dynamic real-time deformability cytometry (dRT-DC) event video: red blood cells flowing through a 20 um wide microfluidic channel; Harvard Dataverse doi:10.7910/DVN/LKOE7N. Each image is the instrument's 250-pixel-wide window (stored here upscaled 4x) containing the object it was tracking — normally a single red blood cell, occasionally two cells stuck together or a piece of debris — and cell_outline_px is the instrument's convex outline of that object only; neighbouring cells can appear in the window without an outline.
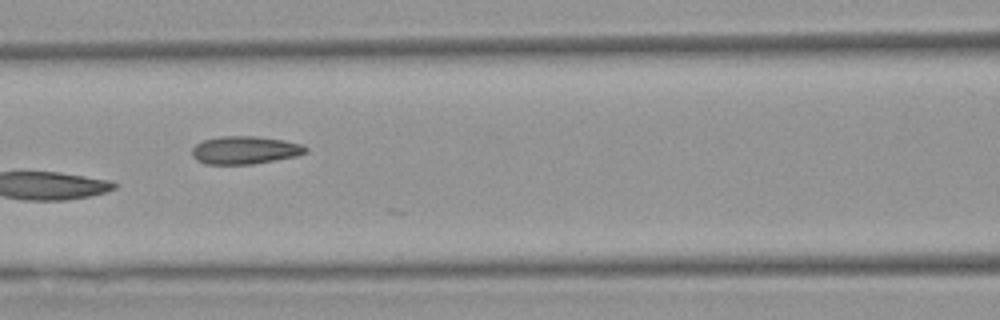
{"species": "Egyptian fruit bat (a non-hibernating species)", "species_latin": "Rousettus aegyptiacus", "temperature_condition": "warm", "stored_images_in_passage": 8, "camera_frame_rate_fps": 3000, "um_per_image_px": 0.085, "animal": {"sex": "female"}, "frame": {"image": 1, "passage_image": 5, "time_ms": 6.0, "image_size_px": [1000, 320], "cell_outline_px": [[308, 152], [296, 156], [252, 164], [208, 164], [196, 160], [192, 156], [192, 148], [196, 144], [204, 140], [220, 136], [256, 136], [284, 140], [300, 144], [308, 148]], "centroid_in_image_um": [20.81, 12.75], "position_along_channel_um": 145.8, "area_um2": 18.44}}
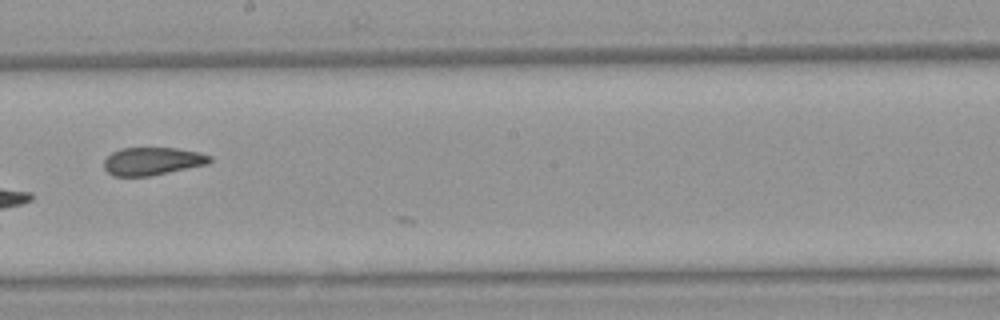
{"frame": {"image": 2, "passage_image": 7, "time_ms": 8.333, "image_size_px": [1000, 320], "cell_outline_px": [[212, 160], [208, 164], [148, 176], [112, 176], [104, 168], [104, 160], [112, 152], [120, 148], [176, 148], [200, 152], [212, 156]], "centroid_in_image_um": [12.96, 13.69], "position_along_channel_um": 235.2, "area_um2": 17.17}}
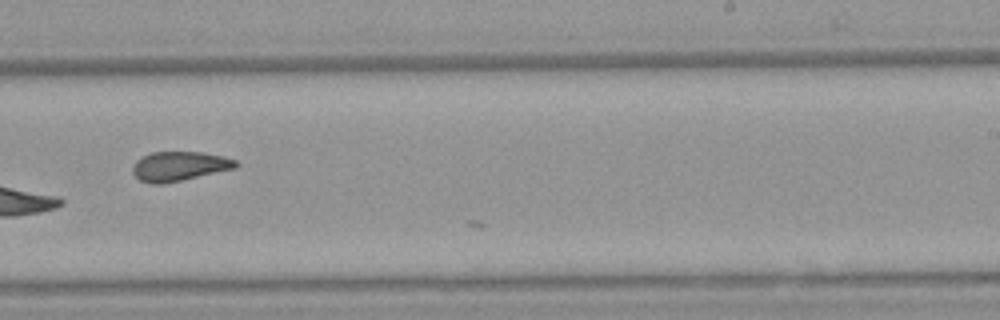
{"frame": {"image": 3, "passage_image": 8, "time_ms": 9.333, "image_size_px": [1000, 320], "cell_outline_px": [[240, 164], [236, 168], [164, 184], [152, 184], [140, 180], [132, 172], [132, 164], [136, 160], [152, 152], [200, 152], [224, 156], [236, 160]], "centroid_in_image_um": [15.25, 14.13], "position_along_channel_um": 273.8, "area_um2": 17.74}}